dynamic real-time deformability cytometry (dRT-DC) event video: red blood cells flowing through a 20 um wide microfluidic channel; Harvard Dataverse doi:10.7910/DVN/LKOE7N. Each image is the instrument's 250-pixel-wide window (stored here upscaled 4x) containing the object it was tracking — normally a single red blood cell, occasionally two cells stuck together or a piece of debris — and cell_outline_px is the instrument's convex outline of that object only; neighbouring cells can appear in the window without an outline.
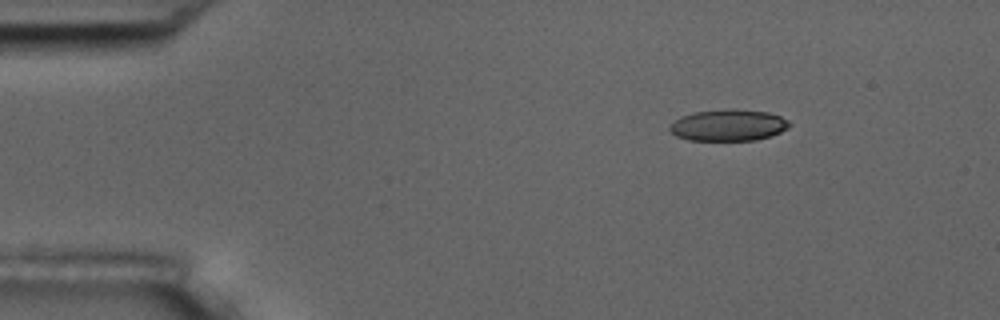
{"species": "common noctule bat (a hibernating species)", "species_latin": "Nyctalus noctula", "temperature_condition": "room temperature", "stored_images_in_passage": 49, "camera_frame_rate_fps": 3000, "um_per_image_px": 0.085, "animal": {"sex": "male", "body_mass_g": 17.5, "forearm_length_mm": 52.3}, "frame": {"image": 1, "passage_image": 1, "time_ms": 0.0, "image_size_px": [1000, 320], "cell_outline_px": [[792, 124], [788, 128], [772, 136], [756, 140], [688, 140], [676, 136], [668, 128], [680, 116], [696, 112], [728, 108], [732, 108], [768, 112], [780, 116], [788, 120]], "centroid_in_image_um": [61.94, 10.63], "position_along_channel_um": 23.1, "area_um2": 22.08}}
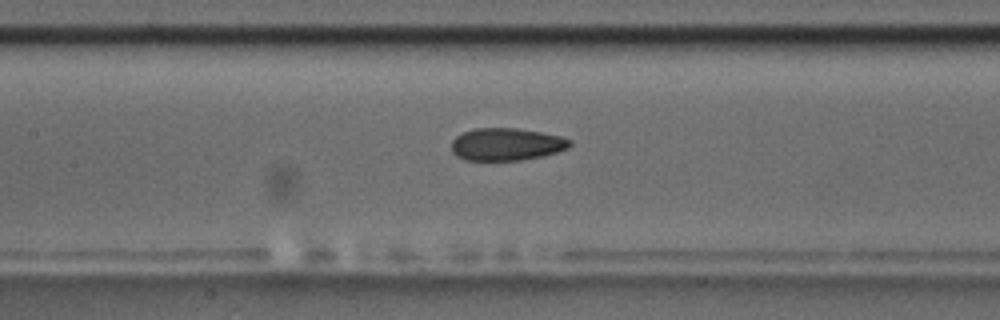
{"frame": {"image": 2, "passage_image": 19, "time_ms": 6.0, "image_size_px": [1000, 320], "cell_outline_px": [[572, 144], [568, 148], [544, 156], [520, 160], [464, 160], [456, 156], [452, 152], [452, 140], [460, 132], [476, 128], [516, 128], [540, 132], [560, 136], [572, 140]], "centroid_in_image_um": [43.03, 12.26], "position_along_channel_um": 164.4, "area_um2": 22.54}}
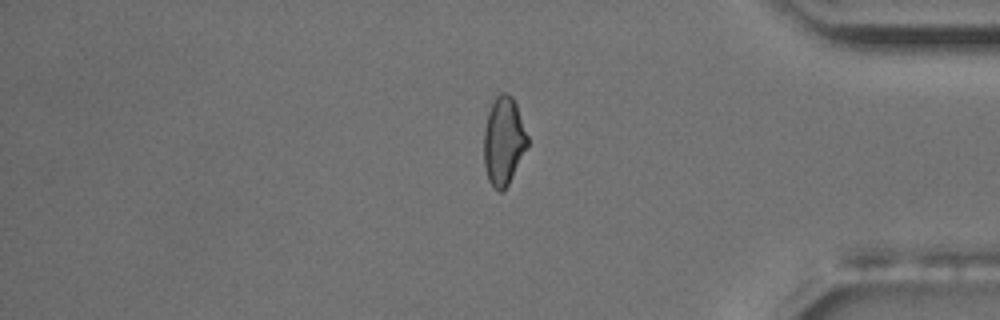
{"frame": {"image": 3, "passage_image": 40, "time_ms": 13.0, "image_size_px": [1000, 320], "cell_outline_px": [[528, 144], [508, 184], [500, 192], [488, 180], [484, 164], [484, 128], [488, 112], [496, 96], [500, 92], [508, 92], [512, 96], [516, 104], [528, 136]], "centroid_in_image_um": [42.8, 11.94], "position_along_channel_um": 392.4, "area_um2": 22.14}, "authors_computed_cell_mechanics": {"area_um2": 22.8888, "velocity_mm_per_s": 3.6001, "shape_relaxation_time_tau1_ms": null, "shape_relaxation_time_tau2_ms": 2.4614, "deformation_change_tau1": null, "deformation_change_tau2": 0.0779}}